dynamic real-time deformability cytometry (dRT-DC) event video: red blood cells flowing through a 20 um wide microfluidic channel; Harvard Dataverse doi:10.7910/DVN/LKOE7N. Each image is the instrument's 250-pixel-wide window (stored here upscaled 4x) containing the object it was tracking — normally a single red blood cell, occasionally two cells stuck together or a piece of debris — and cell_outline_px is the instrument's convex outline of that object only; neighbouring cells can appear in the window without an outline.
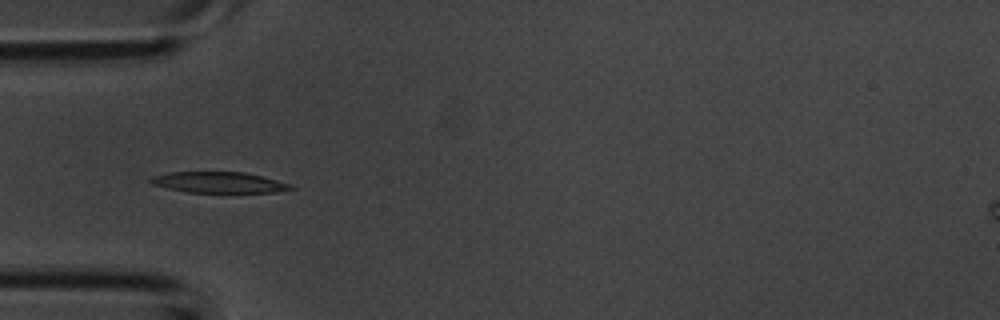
{"species": "common noctule bat (a hibernating species)", "species_latin": "Nyctalus noctula", "temperature_condition": "room temperature", "stored_images_in_passage": 6, "camera_frame_rate_fps": 3000, "um_per_image_px": 0.085, "animal": {"sex": "male", "body_mass_g": 20.1, "forearm_length_mm": 53.5}, "frame": {"image": 1, "passage_image": 3, "time_ms": 0.667, "image_size_px": [1000, 320], "cell_outline_px": [[296, 188], [276, 192], [188, 192], [168, 188], [152, 184], [148, 180], [152, 176], [168, 172], [244, 172], [292, 184]], "centroid_in_image_um": [18.59, 15.5], "position_along_channel_um": 66.4, "area_um2": 16.94}}